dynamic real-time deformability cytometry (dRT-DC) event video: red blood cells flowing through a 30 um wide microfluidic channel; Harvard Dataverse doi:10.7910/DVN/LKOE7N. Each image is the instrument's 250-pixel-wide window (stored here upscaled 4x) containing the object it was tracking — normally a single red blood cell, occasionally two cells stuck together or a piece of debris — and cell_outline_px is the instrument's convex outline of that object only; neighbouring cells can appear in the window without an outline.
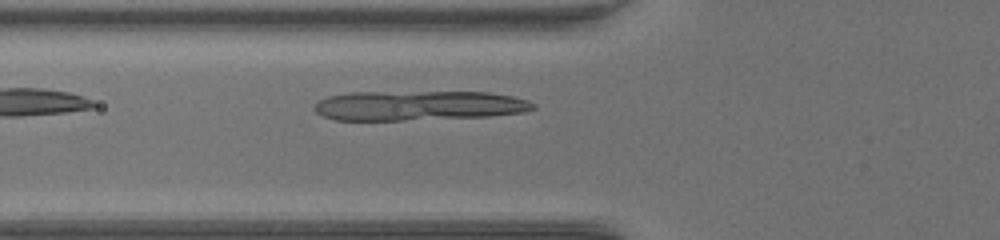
{"species": "common noctule bat (a hibernating species)", "species_latin": "Nyctalus noctula", "temperature_condition": "warm", "stored_images_in_passage": 33, "segment_of_instrument_passage": [1, 3], "camera_frame_rate_fps": 3000, "um_per_image_px": 0.085, "animal": {"sex": "female", "body_mass_g": 17.0, "forearm_length_mm": 48.0}, "frame": {"image": 1, "passage_image": 2, "time_ms": 0.333, "image_size_px": [1000, 240], "cell_outline_px": [[524, 108], [508, 112], [428, 112], [416, 96], [448, 92], [472, 92], [500, 96], [516, 100]], "centroid_in_image_um": [39.77, 8.74], "position_along_channel_um": 86.0, "area_um2": 12.43}}